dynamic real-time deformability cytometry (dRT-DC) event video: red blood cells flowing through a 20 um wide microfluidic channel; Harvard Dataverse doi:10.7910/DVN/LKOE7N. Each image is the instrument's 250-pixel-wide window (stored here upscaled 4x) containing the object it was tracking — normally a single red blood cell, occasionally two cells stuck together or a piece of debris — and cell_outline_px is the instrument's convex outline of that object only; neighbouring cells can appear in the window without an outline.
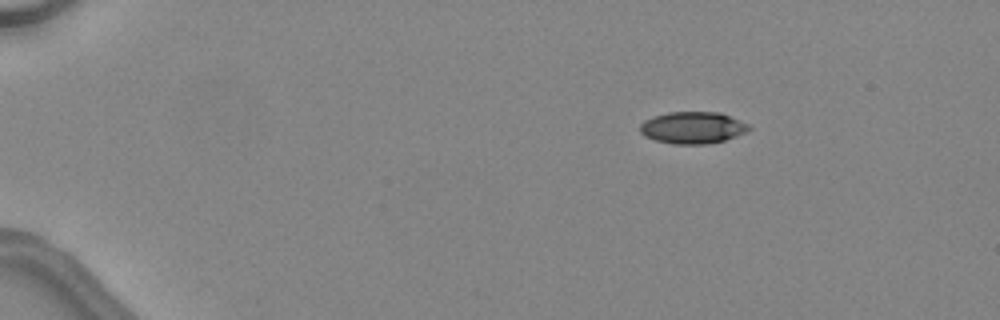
{"species": "common noctule bat (a hibernating species)", "species_latin": "Nyctalus noctula", "temperature_condition": "warm", "stored_images_in_passage": 4, "camera_frame_rate_fps": 3000, "um_per_image_px": 0.085, "animal": {"sex": "female", "body_mass_g": 24.6, "forearm_length_mm": 56.2}, "frame": {"image": 1, "passage_image": 1, "time_ms": 0.0, "image_size_px": [1000, 320], "cell_outline_px": [[752, 128], [736, 136], [724, 140], [708, 144], [672, 144], [656, 140], [644, 136], [640, 132], [640, 124], [644, 120], [652, 116], [668, 112], [720, 112], [748, 124]], "centroid_in_image_um": [58.84, 10.85], "position_along_channel_um": 26.2, "area_um2": 20.23}}